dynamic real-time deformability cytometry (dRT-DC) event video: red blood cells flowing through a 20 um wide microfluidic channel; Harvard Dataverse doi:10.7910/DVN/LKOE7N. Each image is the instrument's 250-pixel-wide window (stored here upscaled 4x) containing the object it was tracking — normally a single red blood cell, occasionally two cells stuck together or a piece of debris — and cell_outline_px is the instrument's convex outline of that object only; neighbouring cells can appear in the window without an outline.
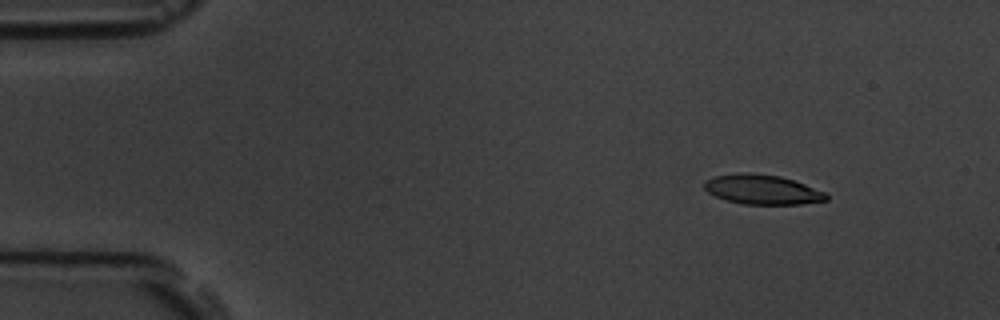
{"species": "common noctule bat (a hibernating species)", "species_latin": "Nyctalus noctula", "temperature_condition": "room temperature", "stored_images_in_passage": 6, "camera_frame_rate_fps": 3000, "um_per_image_px": 0.085, "animal": {"sex": "male", "body_mass_g": 19.5, "forearm_length_mm": 54.6}, "frame": {"image": 1, "passage_image": 2, "time_ms": 1.0, "image_size_px": [1000, 320], "cell_outline_px": [[828, 200], [800, 204], [744, 204], [728, 200], [716, 196], [708, 192], [704, 188], [704, 180], [716, 176], [736, 172], [752, 172], [780, 176], [828, 192]], "centroid_in_image_um": [64.81, 16.1], "position_along_channel_um": 20.2, "area_um2": 21.15}}
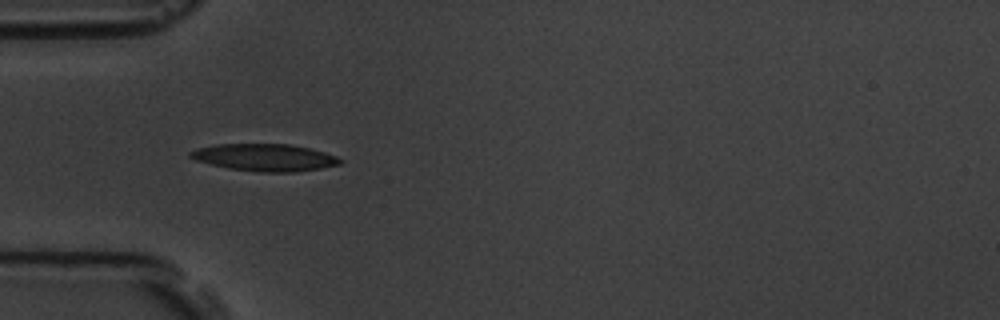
{"frame": {"image": 2, "passage_image": 5, "time_ms": 4.667, "image_size_px": [1000, 320], "cell_outline_px": [[344, 160], [340, 164], [320, 168], [296, 172], [260, 172], [228, 168], [196, 160], [188, 156], [188, 152], [196, 148], [216, 144], [288, 144], [308, 148], [324, 152], [336, 156]], "centroid_in_image_um": [22.49, 13.38], "position_along_channel_um": 62.5, "area_um2": 23.64}}
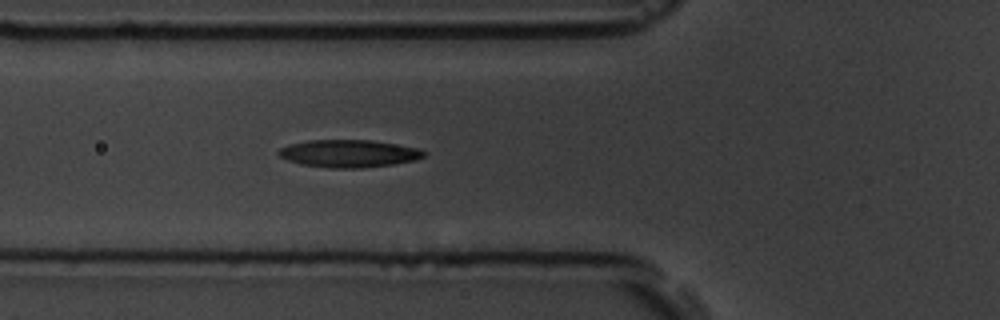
{"frame": {"image": 3, "passage_image": 6, "time_ms": 5.667, "image_size_px": [1000, 320], "cell_outline_px": [[428, 152], [424, 156], [416, 160], [392, 164], [364, 168], [328, 168], [300, 164], [288, 160], [280, 156], [276, 152], [280, 148], [288, 144], [308, 140], [372, 140], [420, 148]], "centroid_in_image_um": [29.66, 13.05], "position_along_channel_um": 96.1, "area_um2": 23.52}}